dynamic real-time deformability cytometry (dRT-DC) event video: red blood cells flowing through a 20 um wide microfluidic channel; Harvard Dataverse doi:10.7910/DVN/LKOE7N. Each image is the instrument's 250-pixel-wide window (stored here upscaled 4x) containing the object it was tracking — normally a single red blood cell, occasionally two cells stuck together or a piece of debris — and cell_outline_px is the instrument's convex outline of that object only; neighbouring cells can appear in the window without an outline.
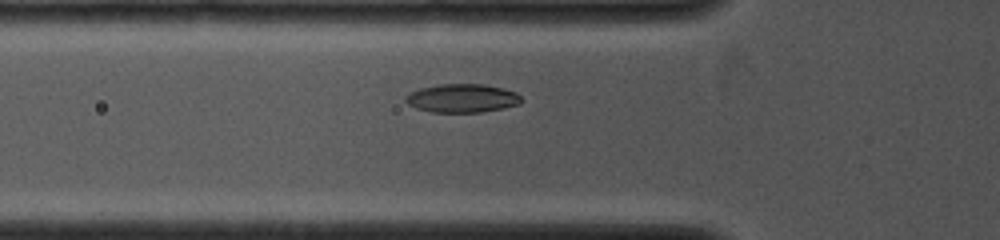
{"species": "common noctule bat (a hibernating species)", "species_latin": "Nyctalus noctula", "temperature_condition": "cold", "stored_images_in_passage": 19, "camera_frame_rate_fps": 4000, "um_per_image_px": 0.085, "animal": {"sex": "female", "body_mass_g": 19.0, "forearm_length_mm": 53.3}, "frame": {"image": 1, "passage_image": 7, "time_ms": 2.25, "image_size_px": [1000, 240], "cell_outline_px": [[524, 100], [520, 104], [504, 108], [480, 112], [432, 112], [416, 108], [408, 104], [404, 100], [404, 96], [420, 88], [440, 84], [484, 84], [504, 88], [516, 92]], "centroid_in_image_um": [39.31, 8.35], "position_along_channel_um": 86.5, "area_um2": 19.36}}
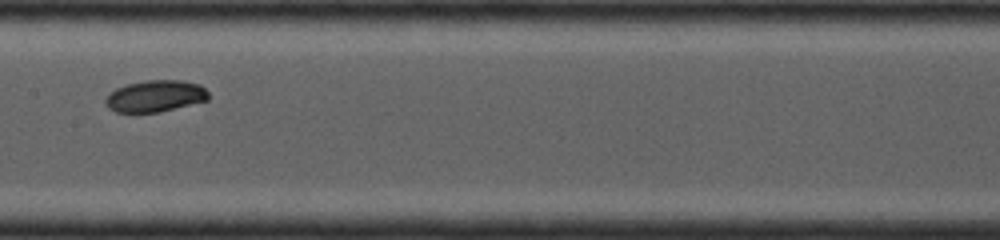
{"frame": {"image": 2, "passage_image": 13, "time_ms": 4.75, "image_size_px": [1000, 240], "cell_outline_px": [[208, 100], [160, 112], [116, 112], [108, 108], [104, 104], [104, 100], [116, 88], [128, 84], [148, 80], [180, 80], [200, 84], [208, 92]], "centroid_in_image_um": [13.2, 8.17], "position_along_channel_um": 194.2, "area_um2": 18.9}}
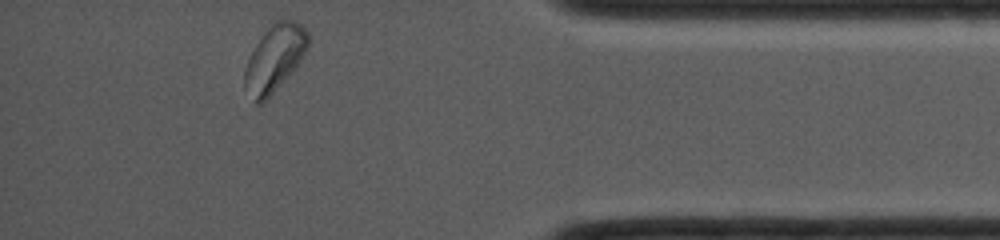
{"frame": {"image": 3, "passage_image": 19, "time_ms": 10.25, "image_size_px": [1000, 240], "cell_outline_px": [[308, 48], [300, 60], [272, 92], [260, 104], [256, 104], [244, 88], [244, 68], [248, 56], [256, 44], [268, 28], [276, 20], [296, 20], [308, 32]], "centroid_in_image_um": [23.31, 4.93], "position_along_channel_um": 411.9, "area_um2": 23.99}}